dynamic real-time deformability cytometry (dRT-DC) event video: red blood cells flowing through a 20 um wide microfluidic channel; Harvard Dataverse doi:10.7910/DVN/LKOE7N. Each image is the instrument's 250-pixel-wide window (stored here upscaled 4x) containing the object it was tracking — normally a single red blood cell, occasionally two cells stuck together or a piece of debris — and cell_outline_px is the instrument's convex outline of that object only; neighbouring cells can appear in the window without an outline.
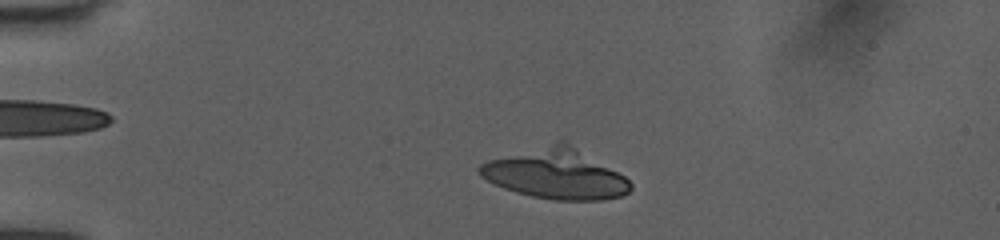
{"species": "human", "species_latin": "Homo sapiens", "temperature_condition": "room temperature", "stored_images_in_passage": 47, "camera_frame_rate_fps": 3000, "um_per_image_px": 0.085, "donor": {"sex": "female"}, "frame": {"image": 1, "passage_image": 8, "time_ms": 2.333, "image_size_px": [1000, 240], "cell_outline_px": [[632, 188], [628, 192], [620, 196], [600, 200], [556, 200], [532, 196], [516, 192], [504, 188], [480, 176], [476, 168], [480, 164], [488, 160], [556, 140], [564, 140], [624, 176], [632, 184]], "centroid_in_image_um": [47.2, 14.77], "position_along_channel_um": 37.8, "area_um2": 43.81}}
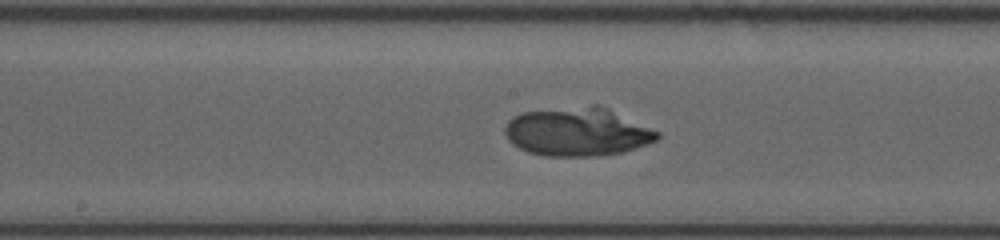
{"frame": {"image": 2, "passage_image": 24, "time_ms": 7.667, "image_size_px": [1000, 240], "cell_outline_px": [[660, 136], [656, 140], [648, 144], [624, 152], [600, 156], [544, 156], [528, 152], [512, 144], [508, 140], [504, 132], [504, 128], [508, 120], [524, 112], [592, 104], [596, 104], [608, 108], [660, 132]], "centroid_in_image_um": [49.09, 11.21], "position_along_channel_um": 199.1, "area_um2": 43.29}}
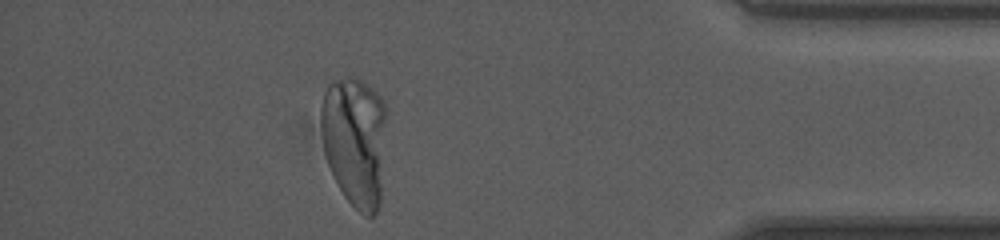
{"frame": {"image": 3, "passage_image": 42, "time_ms": 13.667, "image_size_px": [1000, 240], "cell_outline_px": [[384, 120], [380, 204], [376, 212], [372, 216], [364, 216], [344, 196], [328, 164], [324, 152], [320, 124], [320, 108], [324, 92], [328, 84], [336, 80], [360, 80], [372, 88], [384, 100]], "centroid_in_image_um": [30.12, 11.98], "position_along_channel_um": 405.1, "area_um2": 49.01}, "authors_computed_cell_mechanics": {"area_um2": 44.1014, "velocity_mm_per_s": 4.0276, "shape_relaxation_time_tau1_ms": 9.1688, "shape_relaxation_time_tau2_ms": null, "deformation_change_tau1": 0.2, "deformation_change_tau2": null}}